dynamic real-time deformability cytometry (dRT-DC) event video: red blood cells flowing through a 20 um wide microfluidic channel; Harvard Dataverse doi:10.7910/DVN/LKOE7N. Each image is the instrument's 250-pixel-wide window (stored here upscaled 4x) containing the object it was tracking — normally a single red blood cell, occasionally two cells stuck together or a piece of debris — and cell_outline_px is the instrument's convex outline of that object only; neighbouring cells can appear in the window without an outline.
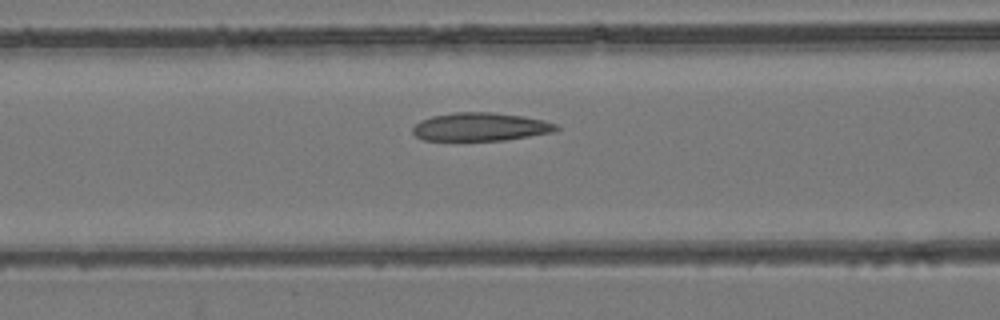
{"species": "common noctule bat (a hibernating species)", "species_latin": "Nyctalus noctula", "temperature_condition": "room temperature", "stored_images_in_passage": 32, "camera_frame_rate_fps": 3000, "um_per_image_px": 0.085, "animal": {"sex": "female", "body_mass_g": 24.6, "forearm_length_mm": 56.2}, "frame": {"image": 1, "passage_image": 5, "time_ms": 1.333, "image_size_px": [1000, 320], "cell_outline_px": [[560, 128], [556, 132], [504, 140], [424, 140], [416, 136], [412, 132], [412, 128], [420, 120], [432, 116], [452, 112], [492, 112], [524, 116], [544, 120], [556, 124]], "centroid_in_image_um": [40.86, 10.77], "position_along_channel_um": 125.7, "area_um2": 23.76}}
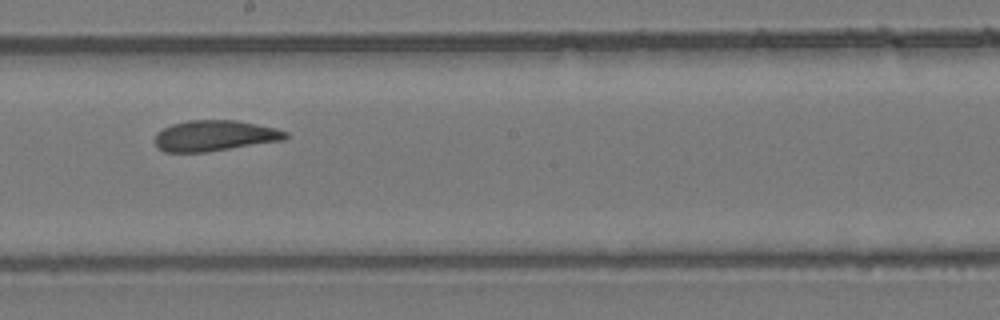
{"frame": {"image": 2, "passage_image": 13, "time_ms": 4.0, "image_size_px": [1000, 320], "cell_outline_px": [[288, 136], [284, 140], [204, 152], [164, 152], [156, 148], [156, 132], [172, 124], [188, 120], [236, 120], [276, 128], [288, 132]], "centroid_in_image_um": [18.23, 11.53], "position_along_channel_um": 230.0, "area_um2": 23.35}}
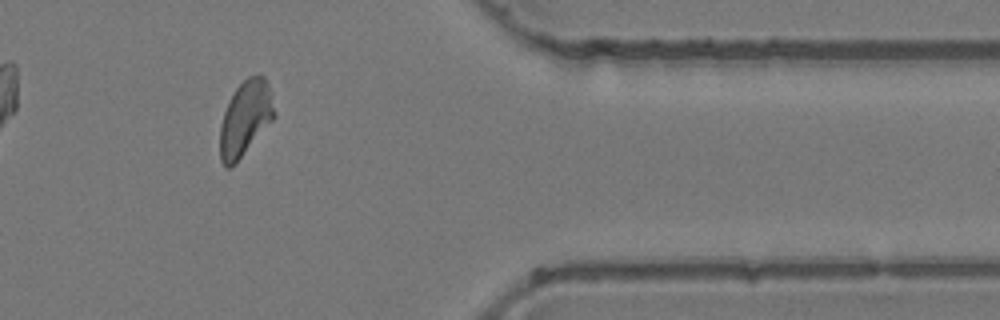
{"frame": {"image": 3, "passage_image": 27, "time_ms": 8.667, "image_size_px": [1000, 320], "cell_outline_px": [[276, 116], [236, 164], [228, 168], [224, 168], [220, 160], [220, 124], [224, 112], [236, 88], [248, 76], [260, 72], [264, 76], [268, 84], [276, 112]], "centroid_in_image_um": [20.86, 10.07], "position_along_channel_um": 390.5, "area_um2": 23.93}}